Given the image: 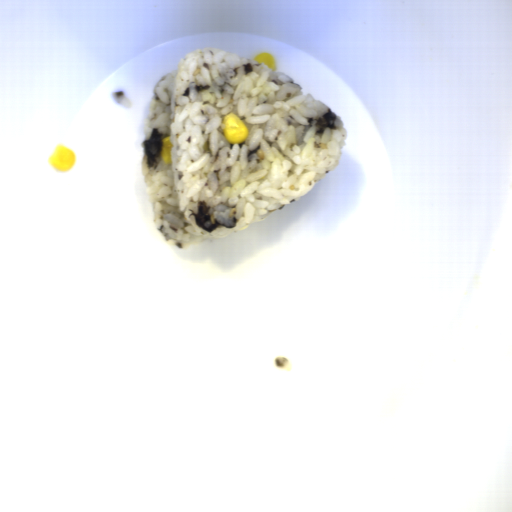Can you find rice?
Wrapping results in <instances>:
<instances>
[{
    "mask_svg": "<svg viewBox=\"0 0 512 512\" xmlns=\"http://www.w3.org/2000/svg\"><path fill=\"white\" fill-rule=\"evenodd\" d=\"M226 48L180 57L154 88L144 124L141 175L153 224L170 246L188 249L246 230L339 167L349 137L342 116L284 71ZM248 127L224 140V117ZM171 136V163L161 140Z\"/></svg>",
    "mask_w": 512,
    "mask_h": 512,
    "instance_id": "652b925c",
    "label": "rice"
},
{
    "mask_svg": "<svg viewBox=\"0 0 512 512\" xmlns=\"http://www.w3.org/2000/svg\"><path fill=\"white\" fill-rule=\"evenodd\" d=\"M111 97L116 105H123L126 109L133 108L132 100L124 94L121 90H116L111 93Z\"/></svg>",
    "mask_w": 512,
    "mask_h": 512,
    "instance_id": "023b6e5f",
    "label": "rice"
}]
</instances>
